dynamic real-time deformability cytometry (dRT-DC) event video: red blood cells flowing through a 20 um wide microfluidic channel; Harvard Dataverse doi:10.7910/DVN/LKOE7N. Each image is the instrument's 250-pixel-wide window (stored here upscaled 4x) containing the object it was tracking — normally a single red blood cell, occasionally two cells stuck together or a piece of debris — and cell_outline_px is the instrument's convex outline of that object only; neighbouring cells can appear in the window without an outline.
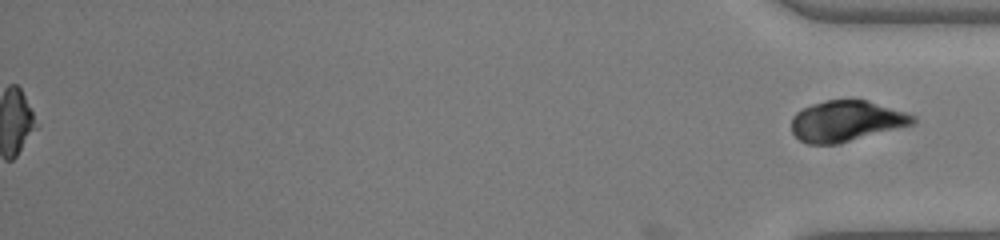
{"species": "common noctule bat (a hibernating species)", "species_latin": "Nyctalus noctula", "temperature_condition": "warm", "stored_images_in_passage": 33, "segment_of_instrument_passage": [2, 2], "camera_frame_rate_fps": 3000, "um_per_image_px": 0.085, "animal": {"sex": "male", "body_mass_g": 19.0, "forearm_length_mm": 50.8}, "frame": {"image": 1, "passage_image": 33, "time_ms": 10.667, "image_size_px": [1000, 240], "cell_outline_px": [[916, 120], [912, 124], [840, 144], [808, 144], [800, 140], [792, 132], [792, 116], [796, 112], [812, 104], [824, 100], [868, 100], [916, 116]], "centroid_in_image_um": [71.91, 10.3], "position_along_channel_um": 363.3, "area_um2": 28.73}}